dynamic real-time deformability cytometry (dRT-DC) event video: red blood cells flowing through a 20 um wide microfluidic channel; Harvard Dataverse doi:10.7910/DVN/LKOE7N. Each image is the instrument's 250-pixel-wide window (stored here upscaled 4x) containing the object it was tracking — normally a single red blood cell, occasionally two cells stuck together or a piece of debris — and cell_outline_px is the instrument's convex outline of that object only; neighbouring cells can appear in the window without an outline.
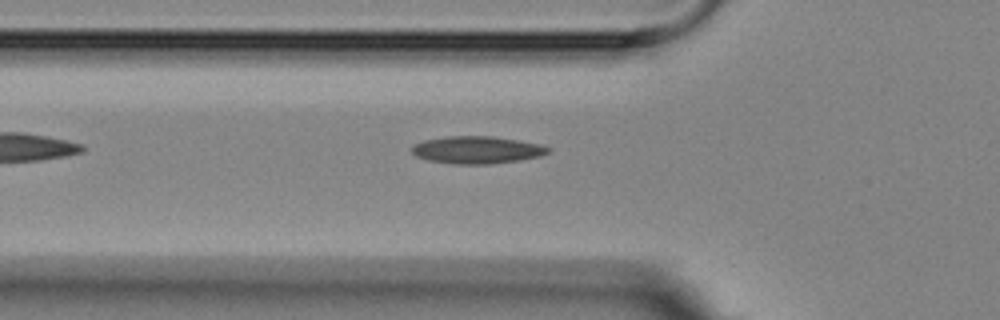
{"species": "Egyptian fruit bat (a non-hibernating species)", "species_latin": "Rousettus aegyptiacus", "temperature_condition": "room temperature", "stored_images_in_passage": 4, "camera_frame_rate_fps": 3000, "um_per_image_px": 0.085, "animal": {"sex": "female"}, "frame": {"image": 1, "passage_image": 4, "time_ms": 4.333, "image_size_px": [1000, 320], "cell_outline_px": [[552, 148], [548, 152], [540, 156], [516, 160], [488, 164], [452, 164], [428, 160], [416, 156], [412, 152], [412, 144], [424, 140], [444, 136], [492, 136], [540, 144]], "centroid_in_image_um": [40.49, 12.73], "position_along_channel_um": 85.3, "area_um2": 21.68}}